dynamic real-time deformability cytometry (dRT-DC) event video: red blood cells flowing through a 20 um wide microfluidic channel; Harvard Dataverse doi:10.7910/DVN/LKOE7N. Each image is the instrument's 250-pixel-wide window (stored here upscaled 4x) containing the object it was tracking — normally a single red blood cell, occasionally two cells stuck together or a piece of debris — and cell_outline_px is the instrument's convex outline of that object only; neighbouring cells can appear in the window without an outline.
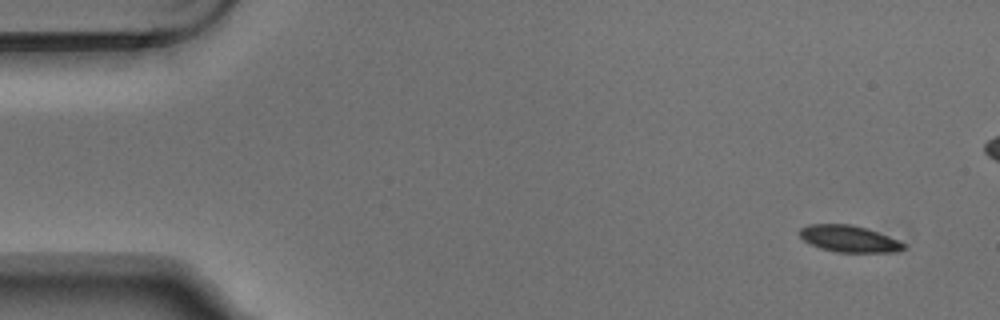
{"species": "Egyptian fruit bat (a non-hibernating species)", "species_latin": "Rousettus aegyptiacus", "temperature_condition": "warm", "stored_images_in_passage": 5, "camera_frame_rate_fps": 3000, "um_per_image_px": 0.085, "animal": {"sex": "male"}, "frame": {"image": 1, "passage_image": 1, "time_ms": 0.0, "image_size_px": [1000, 320], "cell_outline_px": [[904, 248], [892, 252], [836, 252], [820, 248], [804, 240], [796, 232], [800, 228], [808, 224], [852, 224], [868, 228], [900, 240], [904, 244]], "centroid_in_image_um": [72.14, 20.28], "position_along_channel_um": 12.9, "area_um2": 16.24}}